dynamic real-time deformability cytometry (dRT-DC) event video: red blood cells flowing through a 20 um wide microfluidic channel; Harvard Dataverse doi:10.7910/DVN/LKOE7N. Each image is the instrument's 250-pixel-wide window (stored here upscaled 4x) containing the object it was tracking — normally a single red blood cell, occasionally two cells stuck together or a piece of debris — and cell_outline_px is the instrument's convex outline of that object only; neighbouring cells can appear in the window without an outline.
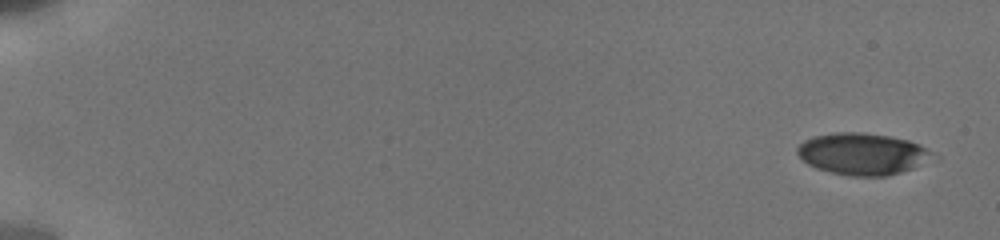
{"species": "human", "species_latin": "Homo sapiens", "temperature_condition": "cold", "stored_images_in_passage": 15, "camera_frame_rate_fps": 3000, "um_per_image_px": 0.085, "donor": {"sex": "male"}, "frame": {"image": 1, "passage_image": 1, "time_ms": 0.0, "image_size_px": [1000, 240], "cell_outline_px": [[940, 160], [888, 176], [848, 176], [816, 168], [808, 164], [796, 152], [796, 148], [804, 140], [812, 136], [836, 132], [864, 132], [888, 136], [908, 140], [920, 144], [940, 156]], "centroid_in_image_um": [73.43, 13.09], "position_along_channel_um": 11.6, "area_um2": 33.64}}
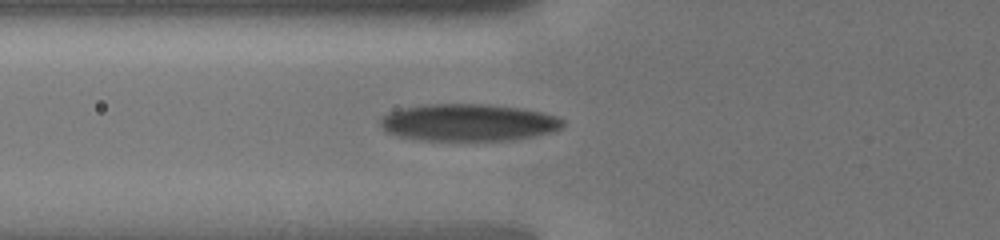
{"frame": {"image": 2, "passage_image": 13, "time_ms": 6.667, "image_size_px": [1000, 240], "cell_outline_px": [[564, 124], [560, 128], [552, 132], [536, 136], [504, 140], [428, 140], [400, 136], [388, 132], [380, 124], [380, 120], [388, 112], [400, 108], [420, 104], [488, 104], [524, 108], [544, 112], [556, 116], [564, 120]], "centroid_in_image_um": [39.85, 10.39], "position_along_channel_um": 86.0, "area_um2": 39.54}}
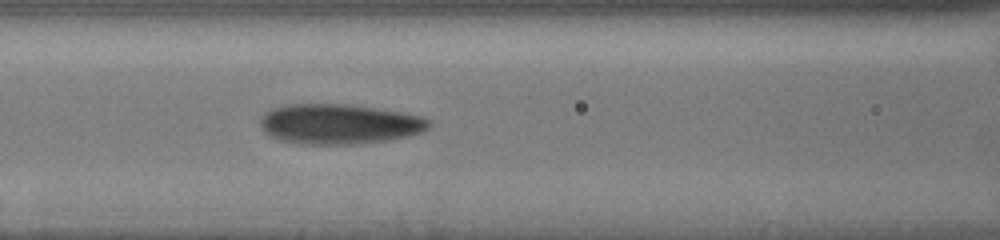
{"frame": {"image": 3, "passage_image": 15, "time_ms": 8.0, "image_size_px": [1000, 240], "cell_outline_px": [[432, 124], [424, 132], [408, 136], [388, 140], [360, 144], [300, 144], [280, 140], [264, 132], [260, 124], [260, 116], [264, 112], [272, 108], [288, 104], [348, 104], [376, 108], [424, 116], [432, 120]], "centroid_in_image_um": [28.86, 10.54], "position_along_channel_um": 137.7, "area_um2": 39.82}}